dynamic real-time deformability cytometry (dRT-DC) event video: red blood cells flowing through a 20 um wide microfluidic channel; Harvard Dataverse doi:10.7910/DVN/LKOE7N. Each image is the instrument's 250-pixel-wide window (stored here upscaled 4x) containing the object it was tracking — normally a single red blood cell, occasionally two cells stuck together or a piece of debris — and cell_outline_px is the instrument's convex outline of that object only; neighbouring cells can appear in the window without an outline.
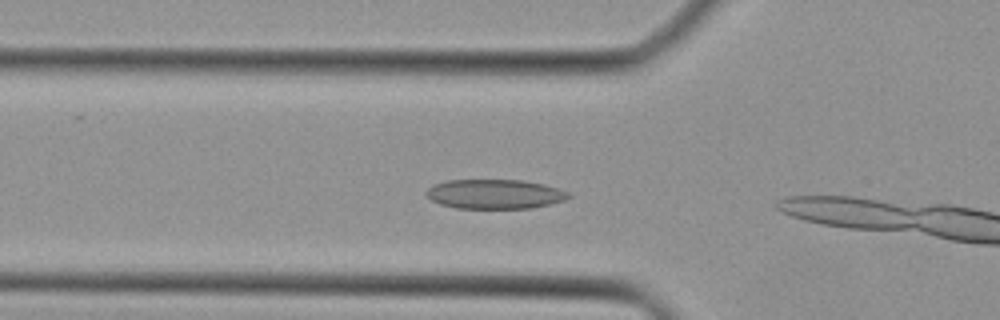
{"species": "Egyptian fruit bat (a non-hibernating species)", "species_latin": "Rousettus aegyptiacus", "temperature_condition": "cold", "stored_images_in_passage": 6, "camera_frame_rate_fps": 3000, "um_per_image_px": 0.085, "animal": {"sex": "female"}, "frame": {"image": 1, "passage_image": 5, "time_ms": 1.333, "image_size_px": [1000, 320], "cell_outline_px": [[572, 196], [564, 200], [532, 208], [456, 208], [440, 204], [432, 200], [424, 192], [432, 184], [448, 180], [524, 180], [544, 184], [560, 188], [568, 192]], "centroid_in_image_um": [42.05, 16.49], "position_along_channel_um": 83.7, "area_um2": 24.51}}